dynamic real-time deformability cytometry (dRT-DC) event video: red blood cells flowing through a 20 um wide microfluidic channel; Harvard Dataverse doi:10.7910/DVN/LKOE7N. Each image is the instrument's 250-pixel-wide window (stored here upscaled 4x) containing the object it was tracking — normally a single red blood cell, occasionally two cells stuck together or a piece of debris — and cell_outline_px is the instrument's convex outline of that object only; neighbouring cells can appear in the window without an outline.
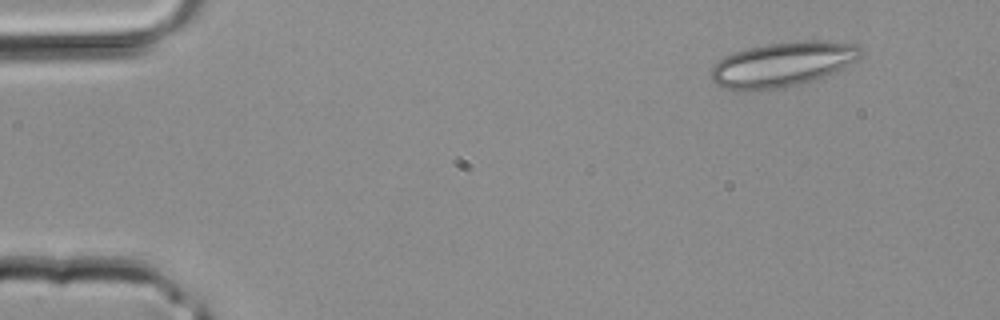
{"species": "common noctule bat (a hibernating species)", "species_latin": "Nyctalus noctula", "temperature_condition": "room temperature", "stored_images_in_passage": 3, "segment_of_instrument_passage": [2, 2], "camera_frame_rate_fps": 3000, "um_per_image_px": 0.085, "animal": {"sex": "male", "body_mass_g": 20.4}, "frame": {"image": 1, "passage_image": 3, "time_ms": 0.667, "image_size_px": [1000, 320], "cell_outline_px": [[864, 52], [856, 60], [832, 72], [804, 84], [784, 88], [724, 88], [716, 84], [708, 76], [708, 72], [724, 56], [748, 48], [768, 44], [804, 40], [816, 40], [856, 44], [864, 48]], "centroid_in_image_um": [66.54, 5.44], "position_along_channel_um": 18.5, "area_um2": 38.38}}